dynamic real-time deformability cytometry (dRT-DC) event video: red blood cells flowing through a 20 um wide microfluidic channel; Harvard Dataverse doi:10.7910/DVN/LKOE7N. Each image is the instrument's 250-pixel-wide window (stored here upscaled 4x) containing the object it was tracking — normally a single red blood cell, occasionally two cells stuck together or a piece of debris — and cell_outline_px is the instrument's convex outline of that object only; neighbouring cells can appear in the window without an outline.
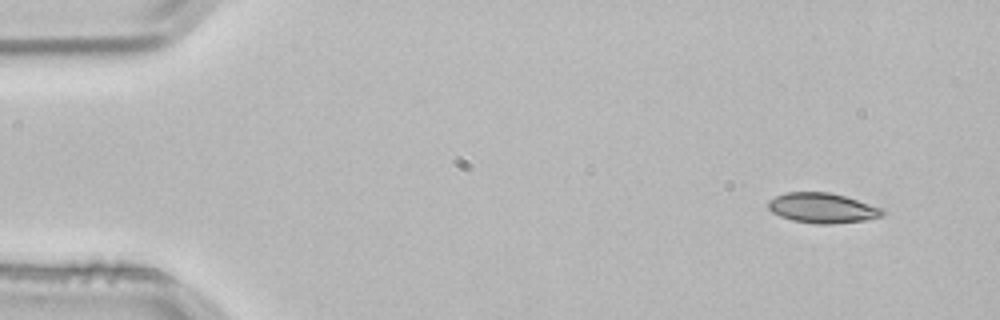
{"species": "common noctule bat (a hibernating species)", "species_latin": "Nyctalus noctula", "temperature_condition": "room temperature", "stored_images_in_passage": 3, "camera_frame_rate_fps": 3000, "um_per_image_px": 0.085, "animal": {"sex": "male", "body_mass_g": 21.5, "forearm_length_mm": 52.0}, "frame": {"image": 1, "passage_image": 1, "time_ms": 0.0, "image_size_px": [1000, 320], "cell_outline_px": [[884, 212], [880, 216], [864, 220], [828, 224], [820, 224], [792, 220], [780, 216], [772, 212], [768, 208], [768, 200], [784, 192], [828, 192], [844, 196], [880, 208]], "centroid_in_image_um": [69.82, 17.67], "position_along_channel_um": 15.2, "area_um2": 19.59}}
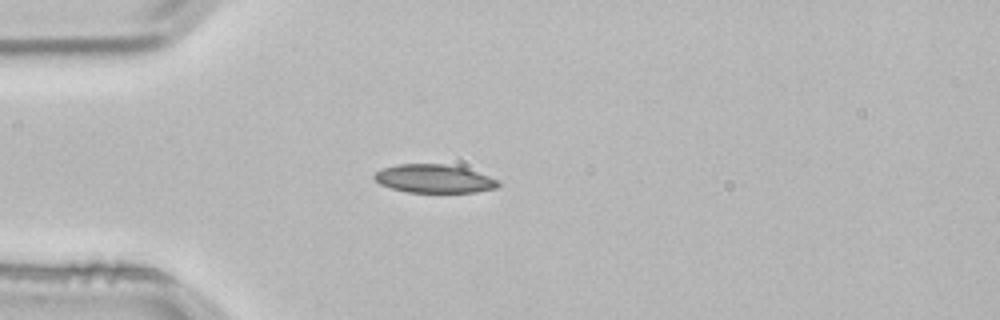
{"frame": {"image": 2, "passage_image": 3, "time_ms": 0.667, "image_size_px": [1000, 320], "cell_outline_px": [[500, 184], [496, 188], [476, 192], [408, 192], [392, 188], [380, 184], [372, 176], [376, 172], [384, 168], [396, 164], [444, 164], [464, 168], [488, 176], [496, 180]], "centroid_in_image_um": [36.87, 15.19], "position_along_channel_um": 48.1, "area_um2": 20.17}}